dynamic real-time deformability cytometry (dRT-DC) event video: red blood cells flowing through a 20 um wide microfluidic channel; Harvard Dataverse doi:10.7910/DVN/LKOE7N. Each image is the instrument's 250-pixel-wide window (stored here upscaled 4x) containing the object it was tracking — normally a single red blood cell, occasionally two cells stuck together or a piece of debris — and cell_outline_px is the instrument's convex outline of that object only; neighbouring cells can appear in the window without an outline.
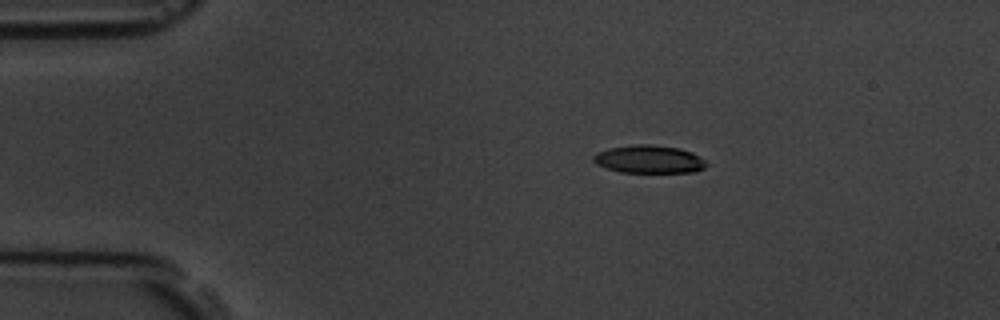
{"species": "common noctule bat (a hibernating species)", "species_latin": "Nyctalus noctula", "temperature_condition": "room temperature", "stored_images_in_passage": 5, "camera_frame_rate_fps": 3000, "um_per_image_px": 0.085, "animal": {"sex": "male", "body_mass_g": 19.5, "forearm_length_mm": 54.6}, "frame": {"image": 1, "passage_image": 3, "time_ms": 2.333, "image_size_px": [1000, 320], "cell_outline_px": [[708, 164], [704, 168], [692, 172], [620, 172], [596, 164], [592, 160], [592, 156], [596, 152], [608, 148], [636, 144], [652, 144], [680, 148], [692, 152], [700, 156]], "centroid_in_image_um": [55.16, 13.52], "position_along_channel_um": 29.8, "area_um2": 18.5}}